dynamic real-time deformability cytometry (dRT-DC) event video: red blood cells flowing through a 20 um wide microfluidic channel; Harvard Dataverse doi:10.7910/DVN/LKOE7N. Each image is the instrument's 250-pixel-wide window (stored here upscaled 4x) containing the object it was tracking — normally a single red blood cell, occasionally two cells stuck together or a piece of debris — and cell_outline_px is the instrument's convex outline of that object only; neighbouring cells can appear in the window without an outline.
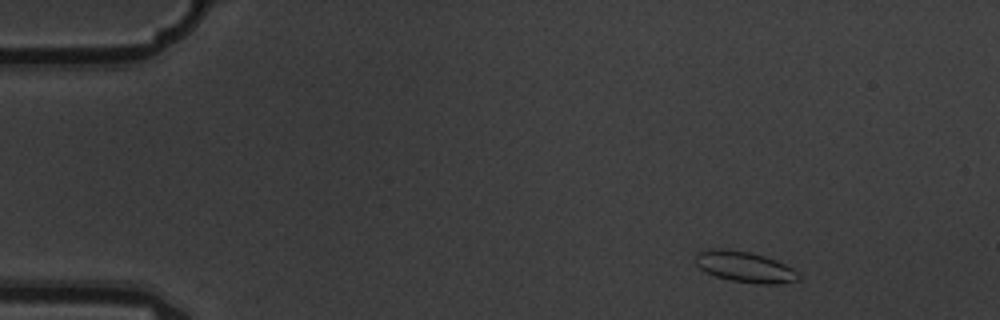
{"species": "common noctule bat (a hibernating species)", "species_latin": "Nyctalus noctula", "temperature_condition": "warm", "stored_images_in_passage": 6, "camera_frame_rate_fps": 3000, "um_per_image_px": 0.085, "animal": {"sex": "male", "body_mass_g": 19.5, "forearm_length_mm": 54.6}, "frame": {"image": 1, "passage_image": 1, "time_ms": 0.0, "image_size_px": [1000, 320], "cell_outline_px": [[800, 280], [780, 284], [756, 284], [732, 280], [716, 276], [700, 268], [696, 264], [696, 252], [712, 248], [724, 248], [748, 252], [764, 256], [776, 260], [792, 268], [800, 276]], "centroid_in_image_um": [63.32, 22.68], "position_along_channel_um": 21.7, "area_um2": 18.44}}
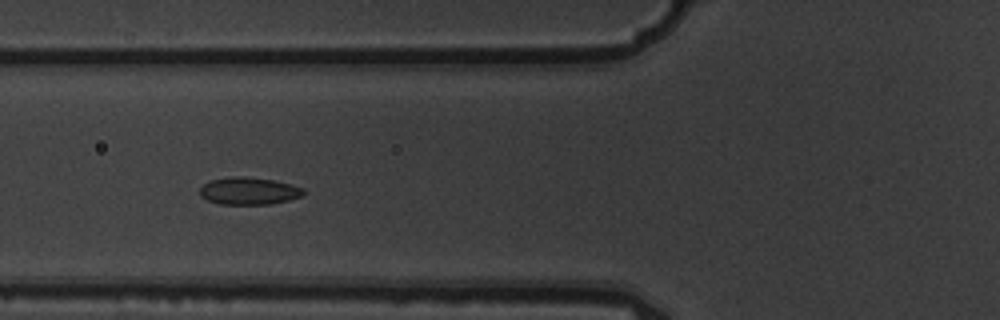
{"frame": {"image": 2, "passage_image": 5, "time_ms": 1.333, "image_size_px": [1000, 320], "cell_outline_px": [[304, 196], [288, 200], [268, 204], [220, 204], [208, 200], [200, 196], [200, 188], [204, 184], [212, 180], [232, 176], [244, 176], [272, 180], [304, 188]], "centroid_in_image_um": [21.15, 16.23], "position_along_channel_um": 104.7, "area_um2": 16.36}}
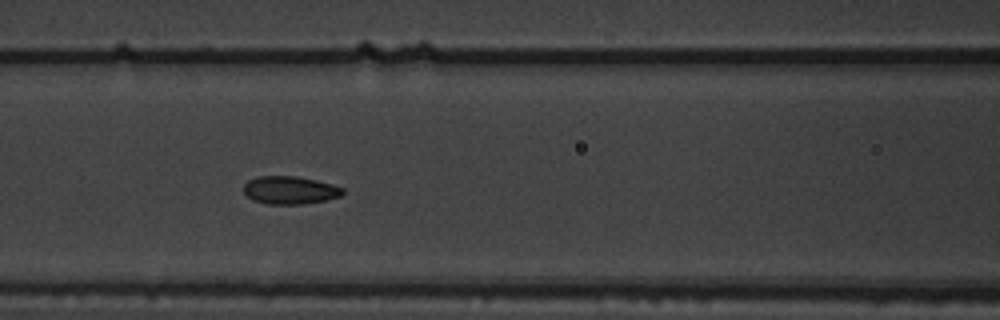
{"frame": {"image": 3, "passage_image": 6, "time_ms": 1.667, "image_size_px": [1000, 320], "cell_outline_px": [[344, 192], [340, 196], [324, 200], [304, 204], [268, 204], [252, 200], [244, 192], [244, 184], [248, 180], [256, 176], [296, 176], [316, 180], [332, 184], [344, 188]], "centroid_in_image_um": [24.63, 16.16], "position_along_channel_um": 142.0, "area_um2": 16.13}}